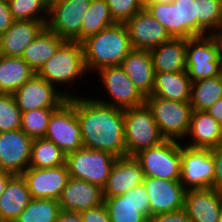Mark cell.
Masks as SVG:
<instances>
[{
	"instance_id": "obj_1",
	"label": "cell",
	"mask_w": 222,
	"mask_h": 222,
	"mask_svg": "<svg viewBox=\"0 0 222 222\" xmlns=\"http://www.w3.org/2000/svg\"><path fill=\"white\" fill-rule=\"evenodd\" d=\"M75 108L81 126L83 147L126 157L124 109L82 95L67 99Z\"/></svg>"
},
{
	"instance_id": "obj_2",
	"label": "cell",
	"mask_w": 222,
	"mask_h": 222,
	"mask_svg": "<svg viewBox=\"0 0 222 222\" xmlns=\"http://www.w3.org/2000/svg\"><path fill=\"white\" fill-rule=\"evenodd\" d=\"M87 72L107 66H119L132 50L129 33L124 23H116L82 42Z\"/></svg>"
},
{
	"instance_id": "obj_3",
	"label": "cell",
	"mask_w": 222,
	"mask_h": 222,
	"mask_svg": "<svg viewBox=\"0 0 222 222\" xmlns=\"http://www.w3.org/2000/svg\"><path fill=\"white\" fill-rule=\"evenodd\" d=\"M36 74L53 85L67 99L77 97L70 94L68 89L65 93L62 91L64 89L58 88L68 84L72 86L77 80L80 81L89 74L85 67L82 43L66 40Z\"/></svg>"
},
{
	"instance_id": "obj_4",
	"label": "cell",
	"mask_w": 222,
	"mask_h": 222,
	"mask_svg": "<svg viewBox=\"0 0 222 222\" xmlns=\"http://www.w3.org/2000/svg\"><path fill=\"white\" fill-rule=\"evenodd\" d=\"M186 71L192 82L222 74L221 43L217 35L187 39Z\"/></svg>"
},
{
	"instance_id": "obj_5",
	"label": "cell",
	"mask_w": 222,
	"mask_h": 222,
	"mask_svg": "<svg viewBox=\"0 0 222 222\" xmlns=\"http://www.w3.org/2000/svg\"><path fill=\"white\" fill-rule=\"evenodd\" d=\"M145 104L151 110L162 137L165 140L183 143L190 126L192 113L190 102L147 96Z\"/></svg>"
},
{
	"instance_id": "obj_6",
	"label": "cell",
	"mask_w": 222,
	"mask_h": 222,
	"mask_svg": "<svg viewBox=\"0 0 222 222\" xmlns=\"http://www.w3.org/2000/svg\"><path fill=\"white\" fill-rule=\"evenodd\" d=\"M145 177L180 181L181 143L164 140L160 144L143 149L134 155Z\"/></svg>"
},
{
	"instance_id": "obj_7",
	"label": "cell",
	"mask_w": 222,
	"mask_h": 222,
	"mask_svg": "<svg viewBox=\"0 0 222 222\" xmlns=\"http://www.w3.org/2000/svg\"><path fill=\"white\" fill-rule=\"evenodd\" d=\"M124 133L127 156H134L165 140L146 104L124 109Z\"/></svg>"
},
{
	"instance_id": "obj_8",
	"label": "cell",
	"mask_w": 222,
	"mask_h": 222,
	"mask_svg": "<svg viewBox=\"0 0 222 222\" xmlns=\"http://www.w3.org/2000/svg\"><path fill=\"white\" fill-rule=\"evenodd\" d=\"M116 159L117 157L111 153L82 147L68 153L65 164L70 177L87 181L103 189Z\"/></svg>"
},
{
	"instance_id": "obj_9",
	"label": "cell",
	"mask_w": 222,
	"mask_h": 222,
	"mask_svg": "<svg viewBox=\"0 0 222 222\" xmlns=\"http://www.w3.org/2000/svg\"><path fill=\"white\" fill-rule=\"evenodd\" d=\"M146 10L165 27L171 37L188 39L197 36L196 1L155 2Z\"/></svg>"
},
{
	"instance_id": "obj_10",
	"label": "cell",
	"mask_w": 222,
	"mask_h": 222,
	"mask_svg": "<svg viewBox=\"0 0 222 222\" xmlns=\"http://www.w3.org/2000/svg\"><path fill=\"white\" fill-rule=\"evenodd\" d=\"M91 0H49L46 27L59 37L81 43V28Z\"/></svg>"
},
{
	"instance_id": "obj_11",
	"label": "cell",
	"mask_w": 222,
	"mask_h": 222,
	"mask_svg": "<svg viewBox=\"0 0 222 222\" xmlns=\"http://www.w3.org/2000/svg\"><path fill=\"white\" fill-rule=\"evenodd\" d=\"M100 76V88L107 91L108 99L97 101L121 109L138 107L145 104L146 97L138 90L132 80L119 66H107L96 71ZM111 98V99H110ZM110 99V100H109Z\"/></svg>"
},
{
	"instance_id": "obj_12",
	"label": "cell",
	"mask_w": 222,
	"mask_h": 222,
	"mask_svg": "<svg viewBox=\"0 0 222 222\" xmlns=\"http://www.w3.org/2000/svg\"><path fill=\"white\" fill-rule=\"evenodd\" d=\"M44 138L56 144L66 155L83 147L80 122L75 108L68 101L50 116Z\"/></svg>"
},
{
	"instance_id": "obj_13",
	"label": "cell",
	"mask_w": 222,
	"mask_h": 222,
	"mask_svg": "<svg viewBox=\"0 0 222 222\" xmlns=\"http://www.w3.org/2000/svg\"><path fill=\"white\" fill-rule=\"evenodd\" d=\"M214 160L210 149L190 148L181 143V178L188 189L213 188Z\"/></svg>"
},
{
	"instance_id": "obj_14",
	"label": "cell",
	"mask_w": 222,
	"mask_h": 222,
	"mask_svg": "<svg viewBox=\"0 0 222 222\" xmlns=\"http://www.w3.org/2000/svg\"><path fill=\"white\" fill-rule=\"evenodd\" d=\"M111 222H148L151 217L149 197L143 184L123 195L104 197Z\"/></svg>"
},
{
	"instance_id": "obj_15",
	"label": "cell",
	"mask_w": 222,
	"mask_h": 222,
	"mask_svg": "<svg viewBox=\"0 0 222 222\" xmlns=\"http://www.w3.org/2000/svg\"><path fill=\"white\" fill-rule=\"evenodd\" d=\"M16 104L22 112L42 108H59L67 98L53 85L36 73L13 93Z\"/></svg>"
},
{
	"instance_id": "obj_16",
	"label": "cell",
	"mask_w": 222,
	"mask_h": 222,
	"mask_svg": "<svg viewBox=\"0 0 222 222\" xmlns=\"http://www.w3.org/2000/svg\"><path fill=\"white\" fill-rule=\"evenodd\" d=\"M32 142L21 129L0 132V170L21 175L28 169Z\"/></svg>"
},
{
	"instance_id": "obj_17",
	"label": "cell",
	"mask_w": 222,
	"mask_h": 222,
	"mask_svg": "<svg viewBox=\"0 0 222 222\" xmlns=\"http://www.w3.org/2000/svg\"><path fill=\"white\" fill-rule=\"evenodd\" d=\"M143 185L149 197L151 216L184 209L187 190L180 181L145 177Z\"/></svg>"
},
{
	"instance_id": "obj_18",
	"label": "cell",
	"mask_w": 222,
	"mask_h": 222,
	"mask_svg": "<svg viewBox=\"0 0 222 222\" xmlns=\"http://www.w3.org/2000/svg\"><path fill=\"white\" fill-rule=\"evenodd\" d=\"M25 179L31 198L56 199L70 179L66 164L54 168H31L22 174Z\"/></svg>"
},
{
	"instance_id": "obj_19",
	"label": "cell",
	"mask_w": 222,
	"mask_h": 222,
	"mask_svg": "<svg viewBox=\"0 0 222 222\" xmlns=\"http://www.w3.org/2000/svg\"><path fill=\"white\" fill-rule=\"evenodd\" d=\"M124 24L134 50L150 51L172 38L165 27L146 9L139 11Z\"/></svg>"
},
{
	"instance_id": "obj_20",
	"label": "cell",
	"mask_w": 222,
	"mask_h": 222,
	"mask_svg": "<svg viewBox=\"0 0 222 222\" xmlns=\"http://www.w3.org/2000/svg\"><path fill=\"white\" fill-rule=\"evenodd\" d=\"M58 202L61 210L82 212L104 203L103 189L87 181L70 177Z\"/></svg>"
},
{
	"instance_id": "obj_21",
	"label": "cell",
	"mask_w": 222,
	"mask_h": 222,
	"mask_svg": "<svg viewBox=\"0 0 222 222\" xmlns=\"http://www.w3.org/2000/svg\"><path fill=\"white\" fill-rule=\"evenodd\" d=\"M184 210L192 222H219L222 211V192L213 188L188 189Z\"/></svg>"
},
{
	"instance_id": "obj_22",
	"label": "cell",
	"mask_w": 222,
	"mask_h": 222,
	"mask_svg": "<svg viewBox=\"0 0 222 222\" xmlns=\"http://www.w3.org/2000/svg\"><path fill=\"white\" fill-rule=\"evenodd\" d=\"M144 178L140 163L134 156L117 158L103 188V195L104 197L123 195L132 188L143 184Z\"/></svg>"
},
{
	"instance_id": "obj_23",
	"label": "cell",
	"mask_w": 222,
	"mask_h": 222,
	"mask_svg": "<svg viewBox=\"0 0 222 222\" xmlns=\"http://www.w3.org/2000/svg\"><path fill=\"white\" fill-rule=\"evenodd\" d=\"M46 27L38 20H14L12 25L0 36V55L21 57L24 50Z\"/></svg>"
},
{
	"instance_id": "obj_24",
	"label": "cell",
	"mask_w": 222,
	"mask_h": 222,
	"mask_svg": "<svg viewBox=\"0 0 222 222\" xmlns=\"http://www.w3.org/2000/svg\"><path fill=\"white\" fill-rule=\"evenodd\" d=\"M184 141H187L186 144ZM183 142V145L190 148L217 147L222 142L221 124L207 111L192 110L189 130Z\"/></svg>"
},
{
	"instance_id": "obj_25",
	"label": "cell",
	"mask_w": 222,
	"mask_h": 222,
	"mask_svg": "<svg viewBox=\"0 0 222 222\" xmlns=\"http://www.w3.org/2000/svg\"><path fill=\"white\" fill-rule=\"evenodd\" d=\"M120 66L145 97L152 94L155 71L149 50L132 49Z\"/></svg>"
},
{
	"instance_id": "obj_26",
	"label": "cell",
	"mask_w": 222,
	"mask_h": 222,
	"mask_svg": "<svg viewBox=\"0 0 222 222\" xmlns=\"http://www.w3.org/2000/svg\"><path fill=\"white\" fill-rule=\"evenodd\" d=\"M31 199L25 179L13 175L0 197V222H14Z\"/></svg>"
},
{
	"instance_id": "obj_27",
	"label": "cell",
	"mask_w": 222,
	"mask_h": 222,
	"mask_svg": "<svg viewBox=\"0 0 222 222\" xmlns=\"http://www.w3.org/2000/svg\"><path fill=\"white\" fill-rule=\"evenodd\" d=\"M186 38H171L160 46L151 49L155 72L186 71Z\"/></svg>"
},
{
	"instance_id": "obj_28",
	"label": "cell",
	"mask_w": 222,
	"mask_h": 222,
	"mask_svg": "<svg viewBox=\"0 0 222 222\" xmlns=\"http://www.w3.org/2000/svg\"><path fill=\"white\" fill-rule=\"evenodd\" d=\"M191 86L192 81L187 71L155 72L153 92L150 96L190 102Z\"/></svg>"
},
{
	"instance_id": "obj_29",
	"label": "cell",
	"mask_w": 222,
	"mask_h": 222,
	"mask_svg": "<svg viewBox=\"0 0 222 222\" xmlns=\"http://www.w3.org/2000/svg\"><path fill=\"white\" fill-rule=\"evenodd\" d=\"M66 40L45 27L41 33L27 46L21 56L37 73Z\"/></svg>"
},
{
	"instance_id": "obj_30",
	"label": "cell",
	"mask_w": 222,
	"mask_h": 222,
	"mask_svg": "<svg viewBox=\"0 0 222 222\" xmlns=\"http://www.w3.org/2000/svg\"><path fill=\"white\" fill-rule=\"evenodd\" d=\"M34 75L35 72L22 57L0 55V93L13 94Z\"/></svg>"
},
{
	"instance_id": "obj_31",
	"label": "cell",
	"mask_w": 222,
	"mask_h": 222,
	"mask_svg": "<svg viewBox=\"0 0 222 222\" xmlns=\"http://www.w3.org/2000/svg\"><path fill=\"white\" fill-rule=\"evenodd\" d=\"M222 99V74L192 82L190 104L192 110L207 111Z\"/></svg>"
},
{
	"instance_id": "obj_32",
	"label": "cell",
	"mask_w": 222,
	"mask_h": 222,
	"mask_svg": "<svg viewBox=\"0 0 222 222\" xmlns=\"http://www.w3.org/2000/svg\"><path fill=\"white\" fill-rule=\"evenodd\" d=\"M196 1L197 36L216 35L222 29V0Z\"/></svg>"
},
{
	"instance_id": "obj_33",
	"label": "cell",
	"mask_w": 222,
	"mask_h": 222,
	"mask_svg": "<svg viewBox=\"0 0 222 222\" xmlns=\"http://www.w3.org/2000/svg\"><path fill=\"white\" fill-rule=\"evenodd\" d=\"M106 0H91V5L83 18L81 43L88 37L116 24Z\"/></svg>"
},
{
	"instance_id": "obj_34",
	"label": "cell",
	"mask_w": 222,
	"mask_h": 222,
	"mask_svg": "<svg viewBox=\"0 0 222 222\" xmlns=\"http://www.w3.org/2000/svg\"><path fill=\"white\" fill-rule=\"evenodd\" d=\"M66 154L52 141L46 138L33 139L31 168H54L65 164Z\"/></svg>"
},
{
	"instance_id": "obj_35",
	"label": "cell",
	"mask_w": 222,
	"mask_h": 222,
	"mask_svg": "<svg viewBox=\"0 0 222 222\" xmlns=\"http://www.w3.org/2000/svg\"><path fill=\"white\" fill-rule=\"evenodd\" d=\"M60 210L56 199L32 198L14 222H56Z\"/></svg>"
},
{
	"instance_id": "obj_36",
	"label": "cell",
	"mask_w": 222,
	"mask_h": 222,
	"mask_svg": "<svg viewBox=\"0 0 222 222\" xmlns=\"http://www.w3.org/2000/svg\"><path fill=\"white\" fill-rule=\"evenodd\" d=\"M14 20H38L47 23L49 0H7Z\"/></svg>"
},
{
	"instance_id": "obj_37",
	"label": "cell",
	"mask_w": 222,
	"mask_h": 222,
	"mask_svg": "<svg viewBox=\"0 0 222 222\" xmlns=\"http://www.w3.org/2000/svg\"><path fill=\"white\" fill-rule=\"evenodd\" d=\"M58 108L34 109L28 112H22L20 129L32 138H44L50 116Z\"/></svg>"
},
{
	"instance_id": "obj_38",
	"label": "cell",
	"mask_w": 222,
	"mask_h": 222,
	"mask_svg": "<svg viewBox=\"0 0 222 222\" xmlns=\"http://www.w3.org/2000/svg\"><path fill=\"white\" fill-rule=\"evenodd\" d=\"M21 114L13 94L0 93V132L20 129Z\"/></svg>"
},
{
	"instance_id": "obj_39",
	"label": "cell",
	"mask_w": 222,
	"mask_h": 222,
	"mask_svg": "<svg viewBox=\"0 0 222 222\" xmlns=\"http://www.w3.org/2000/svg\"><path fill=\"white\" fill-rule=\"evenodd\" d=\"M106 2L117 23H125L143 9L138 0H106Z\"/></svg>"
},
{
	"instance_id": "obj_40",
	"label": "cell",
	"mask_w": 222,
	"mask_h": 222,
	"mask_svg": "<svg viewBox=\"0 0 222 222\" xmlns=\"http://www.w3.org/2000/svg\"><path fill=\"white\" fill-rule=\"evenodd\" d=\"M211 150L214 160L213 189L222 192V142Z\"/></svg>"
},
{
	"instance_id": "obj_41",
	"label": "cell",
	"mask_w": 222,
	"mask_h": 222,
	"mask_svg": "<svg viewBox=\"0 0 222 222\" xmlns=\"http://www.w3.org/2000/svg\"><path fill=\"white\" fill-rule=\"evenodd\" d=\"M83 222H111L104 204L80 212Z\"/></svg>"
},
{
	"instance_id": "obj_42",
	"label": "cell",
	"mask_w": 222,
	"mask_h": 222,
	"mask_svg": "<svg viewBox=\"0 0 222 222\" xmlns=\"http://www.w3.org/2000/svg\"><path fill=\"white\" fill-rule=\"evenodd\" d=\"M148 222H192L184 209L151 216Z\"/></svg>"
},
{
	"instance_id": "obj_43",
	"label": "cell",
	"mask_w": 222,
	"mask_h": 222,
	"mask_svg": "<svg viewBox=\"0 0 222 222\" xmlns=\"http://www.w3.org/2000/svg\"><path fill=\"white\" fill-rule=\"evenodd\" d=\"M12 18L7 0H0V36L12 25Z\"/></svg>"
},
{
	"instance_id": "obj_44",
	"label": "cell",
	"mask_w": 222,
	"mask_h": 222,
	"mask_svg": "<svg viewBox=\"0 0 222 222\" xmlns=\"http://www.w3.org/2000/svg\"><path fill=\"white\" fill-rule=\"evenodd\" d=\"M56 222H83L80 212L60 210Z\"/></svg>"
},
{
	"instance_id": "obj_45",
	"label": "cell",
	"mask_w": 222,
	"mask_h": 222,
	"mask_svg": "<svg viewBox=\"0 0 222 222\" xmlns=\"http://www.w3.org/2000/svg\"><path fill=\"white\" fill-rule=\"evenodd\" d=\"M207 112L220 124L222 123V99L217 100Z\"/></svg>"
},
{
	"instance_id": "obj_46",
	"label": "cell",
	"mask_w": 222,
	"mask_h": 222,
	"mask_svg": "<svg viewBox=\"0 0 222 222\" xmlns=\"http://www.w3.org/2000/svg\"><path fill=\"white\" fill-rule=\"evenodd\" d=\"M13 176V174L0 170V197L2 193L4 192V189L6 187V184L8 180Z\"/></svg>"
},
{
	"instance_id": "obj_47",
	"label": "cell",
	"mask_w": 222,
	"mask_h": 222,
	"mask_svg": "<svg viewBox=\"0 0 222 222\" xmlns=\"http://www.w3.org/2000/svg\"><path fill=\"white\" fill-rule=\"evenodd\" d=\"M138 1L143 9H146L150 4L157 2V0H138Z\"/></svg>"
},
{
	"instance_id": "obj_48",
	"label": "cell",
	"mask_w": 222,
	"mask_h": 222,
	"mask_svg": "<svg viewBox=\"0 0 222 222\" xmlns=\"http://www.w3.org/2000/svg\"><path fill=\"white\" fill-rule=\"evenodd\" d=\"M219 42L221 43V52H222V29L216 34Z\"/></svg>"
},
{
	"instance_id": "obj_49",
	"label": "cell",
	"mask_w": 222,
	"mask_h": 222,
	"mask_svg": "<svg viewBox=\"0 0 222 222\" xmlns=\"http://www.w3.org/2000/svg\"><path fill=\"white\" fill-rule=\"evenodd\" d=\"M159 3H173L174 0H157Z\"/></svg>"
},
{
	"instance_id": "obj_50",
	"label": "cell",
	"mask_w": 222,
	"mask_h": 222,
	"mask_svg": "<svg viewBox=\"0 0 222 222\" xmlns=\"http://www.w3.org/2000/svg\"><path fill=\"white\" fill-rule=\"evenodd\" d=\"M219 222H222V211H221Z\"/></svg>"
}]
</instances>
